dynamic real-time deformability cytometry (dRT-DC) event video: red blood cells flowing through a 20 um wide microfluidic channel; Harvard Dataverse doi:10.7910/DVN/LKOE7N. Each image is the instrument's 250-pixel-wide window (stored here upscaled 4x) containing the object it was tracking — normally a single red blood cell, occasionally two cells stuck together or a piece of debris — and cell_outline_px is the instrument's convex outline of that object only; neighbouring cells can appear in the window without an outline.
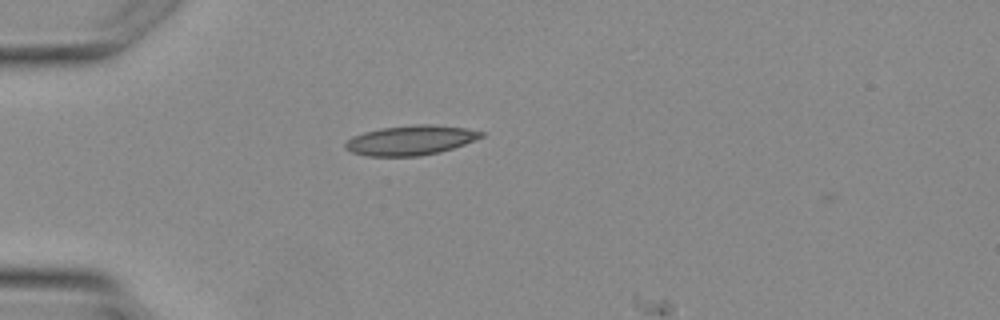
{"species": "Egyptian fruit bat (a non-hibernating species)", "species_latin": "Rousettus aegyptiacus", "temperature_condition": "warm", "stored_images_in_passage": 2, "camera_frame_rate_fps": 3000, "um_per_image_px": 0.085, "animal": {"sex": "female"}, "frame": {"image": 1, "passage_image": 1, "time_ms": 0.0, "image_size_px": [1000, 320], "cell_outline_px": [[484, 136], [464, 144], [440, 152], [420, 156], [368, 156], [352, 152], [344, 148], [344, 144], [352, 136], [364, 132], [380, 128], [416, 124], [432, 124], [464, 128], [484, 132]], "centroid_in_image_um": [34.88, 11.92], "position_along_channel_um": 50.1, "area_um2": 23.47}}